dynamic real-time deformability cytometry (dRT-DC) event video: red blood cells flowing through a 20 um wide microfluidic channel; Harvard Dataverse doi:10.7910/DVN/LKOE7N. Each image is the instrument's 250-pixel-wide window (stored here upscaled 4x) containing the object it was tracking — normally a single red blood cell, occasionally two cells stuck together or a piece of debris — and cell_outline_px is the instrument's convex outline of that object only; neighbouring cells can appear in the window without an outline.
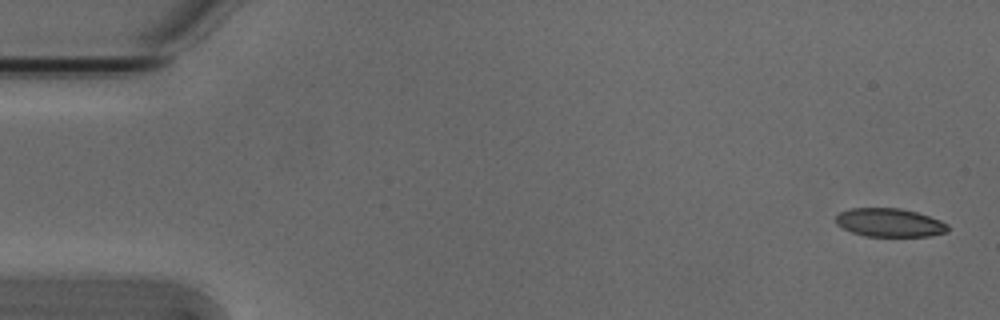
{"species": "Egyptian fruit bat (a non-hibernating species)", "species_latin": "Rousettus aegyptiacus", "temperature_condition": "cold", "stored_images_in_passage": 53, "camera_frame_rate_fps": 3000, "um_per_image_px": 0.085, "animal": {"sex": "male"}, "frame": {"image": 1, "passage_image": 1, "time_ms": 0.0, "image_size_px": [1000, 320], "cell_outline_px": [[948, 232], [928, 236], [864, 236], [852, 232], [836, 224], [836, 216], [840, 212], [852, 208], [900, 208], [916, 212], [940, 220], [948, 224]], "centroid_in_image_um": [75.62, 18.92], "position_along_channel_um": 9.4, "area_um2": 18.5}}
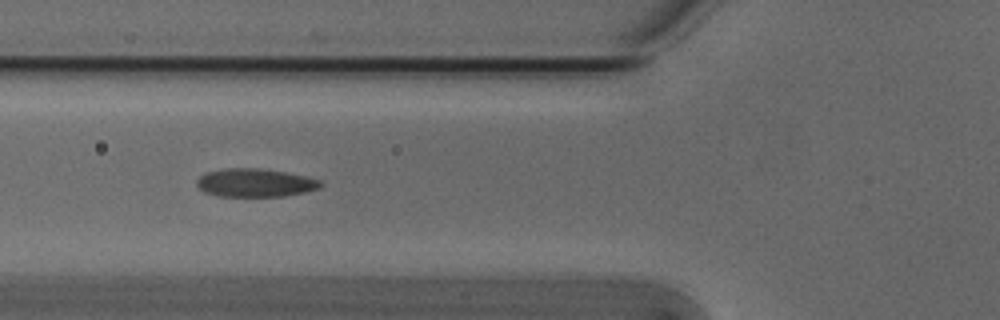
{"frame": {"image": 2, "passage_image": 19, "time_ms": 6.0, "image_size_px": [1000, 320], "cell_outline_px": [[324, 184], [320, 188], [304, 192], [284, 196], [216, 196], [204, 192], [196, 184], [196, 180], [204, 172], [224, 168], [256, 168], [284, 172], [304, 176], [320, 180]], "centroid_in_image_um": [21.65, 15.53], "position_along_channel_um": 104.2, "area_um2": 20.4}}
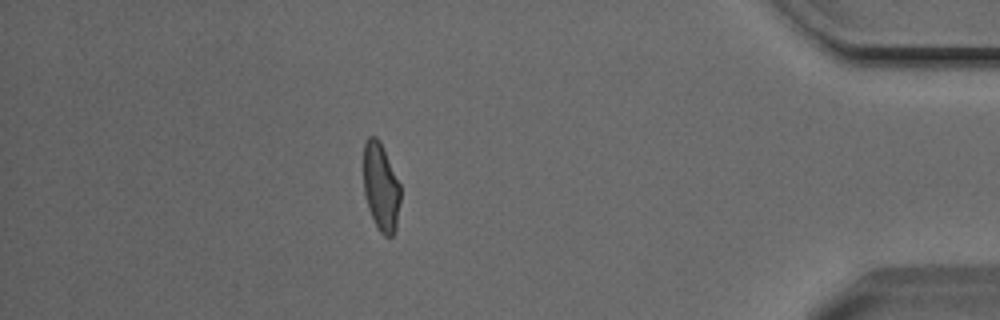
{"frame": {"image": 3, "passage_image": 46, "time_ms": 15.0, "image_size_px": [1000, 320], "cell_outline_px": [[400, 200], [396, 228], [392, 236], [384, 236], [380, 232], [368, 208], [364, 196], [364, 144], [368, 136], [376, 136], [380, 140], [400, 184]], "centroid_in_image_um": [32.37, 15.88], "position_along_channel_um": 402.8, "area_um2": 18.9}, "authors_computed_cell_mechanics": {"area_um2": 19.8254, "velocity_mm_per_s": 3.8324, "shape_relaxation_time_tau1_ms": 5.964, "shape_relaxation_time_tau2_ms": 1.4354, "deformation_change_tau1": 0.1727, "deformation_change_tau2": 0.068}}